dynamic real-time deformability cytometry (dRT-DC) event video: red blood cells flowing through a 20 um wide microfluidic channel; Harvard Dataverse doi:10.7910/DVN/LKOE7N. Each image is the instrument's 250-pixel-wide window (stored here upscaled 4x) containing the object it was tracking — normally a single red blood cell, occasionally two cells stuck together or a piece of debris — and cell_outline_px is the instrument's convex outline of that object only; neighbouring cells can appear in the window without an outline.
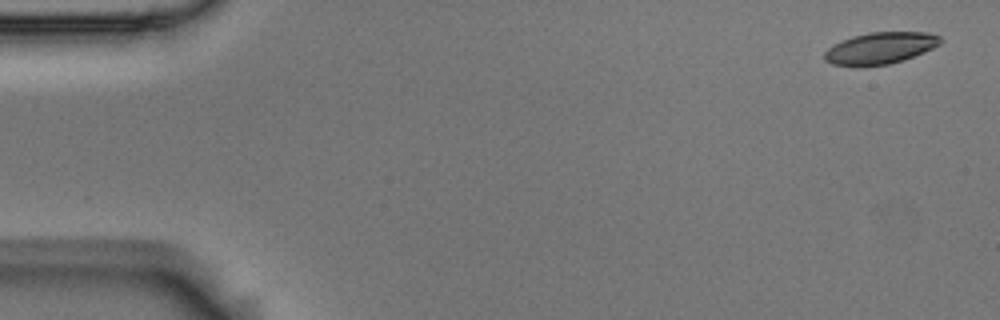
{"species": "Egyptian fruit bat (a non-hibernating species)", "species_latin": "Rousettus aegyptiacus", "temperature_condition": "room temperature", "stored_images_in_passage": 5, "camera_frame_rate_fps": 3000, "um_per_image_px": 0.085, "animal": {"sex": "male"}, "frame": {"image": 1, "passage_image": 1, "time_ms": 0.0, "image_size_px": [1000, 320], "cell_outline_px": [[944, 40], [940, 44], [924, 52], [904, 60], [888, 64], [860, 68], [856, 68], [832, 64], [824, 60], [824, 52], [832, 44], [852, 36], [868, 32], [928, 32], [940, 36]], "centroid_in_image_um": [74.78, 4.11], "position_along_channel_um": 10.2, "area_um2": 21.96}}